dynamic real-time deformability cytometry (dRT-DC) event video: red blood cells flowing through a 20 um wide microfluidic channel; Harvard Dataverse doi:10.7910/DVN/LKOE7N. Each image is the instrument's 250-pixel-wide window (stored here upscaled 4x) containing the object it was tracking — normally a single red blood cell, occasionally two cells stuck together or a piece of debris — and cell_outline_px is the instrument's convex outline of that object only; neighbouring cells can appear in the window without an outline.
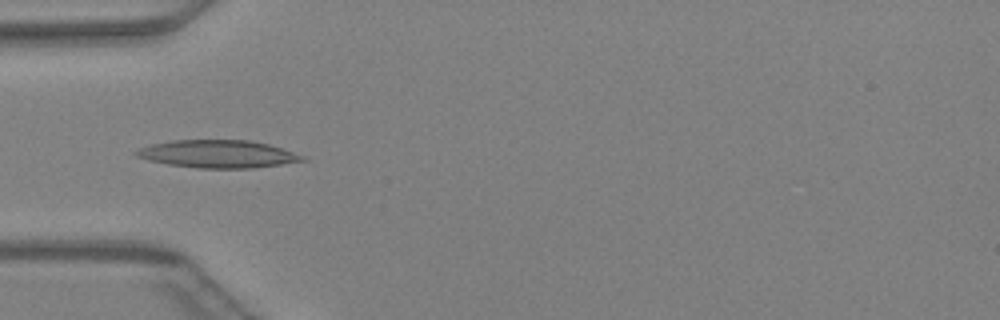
{"species": "Egyptian fruit bat (a non-hibernating species)", "species_latin": "Rousettus aegyptiacus", "temperature_condition": "warm", "stored_images_in_passage": 46, "camera_frame_rate_fps": 3000, "um_per_image_px": 0.085, "animal": {"sex": "female"}, "frame": {"image": 1, "passage_image": 15, "time_ms": 4.667, "image_size_px": [1000, 320], "cell_outline_px": [[308, 160], [252, 168], [196, 168], [168, 164], [148, 160], [136, 156], [132, 152], [140, 148], [152, 144], [172, 140], [248, 140], [268, 144], [304, 156]], "centroid_in_image_um": [18.48, 13.09], "position_along_channel_um": 66.5, "area_um2": 26.65}}
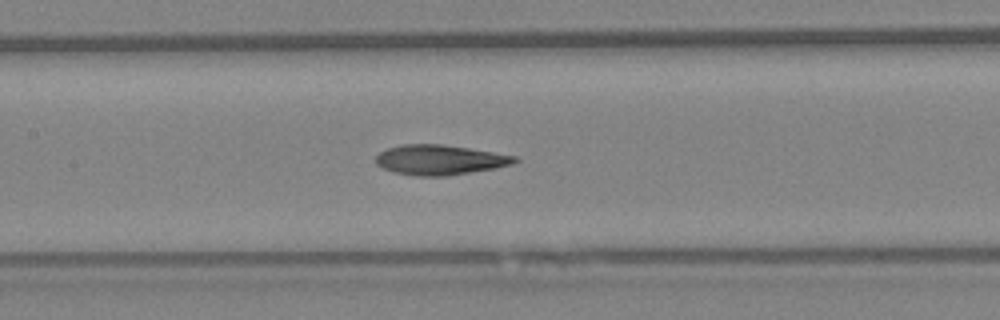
{"frame": {"image": 2, "passage_image": 22, "time_ms": 7.0, "image_size_px": [1000, 320], "cell_outline_px": [[520, 160], [512, 164], [496, 168], [448, 176], [416, 176], [392, 172], [376, 164], [376, 156], [380, 152], [388, 148], [404, 144], [440, 144], [468, 148], [516, 156]], "centroid_in_image_um": [37.38, 13.6], "position_along_channel_um": 170.0, "area_um2": 24.22}}
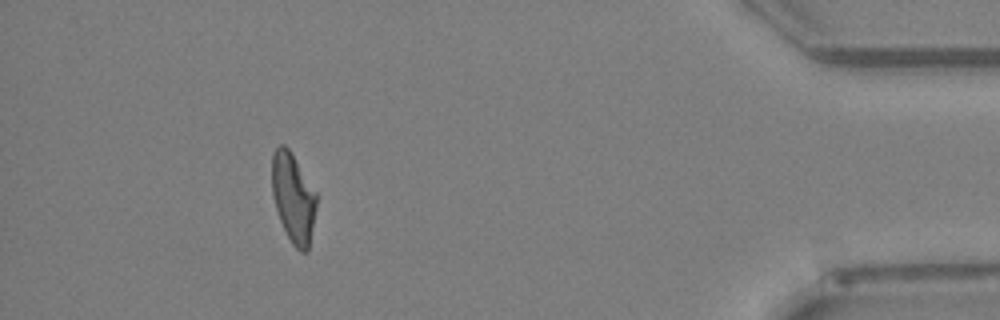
{"frame": {"image": 3, "passage_image": 42, "time_ms": 13.667, "image_size_px": [1000, 320], "cell_outline_px": [[316, 208], [308, 252], [300, 252], [292, 244], [280, 220], [276, 208], [272, 192], [272, 156], [276, 148], [280, 144], [284, 144], [288, 148], [316, 192]], "centroid_in_image_um": [24.92, 16.83], "position_along_channel_um": 410.3, "area_um2": 22.89}}